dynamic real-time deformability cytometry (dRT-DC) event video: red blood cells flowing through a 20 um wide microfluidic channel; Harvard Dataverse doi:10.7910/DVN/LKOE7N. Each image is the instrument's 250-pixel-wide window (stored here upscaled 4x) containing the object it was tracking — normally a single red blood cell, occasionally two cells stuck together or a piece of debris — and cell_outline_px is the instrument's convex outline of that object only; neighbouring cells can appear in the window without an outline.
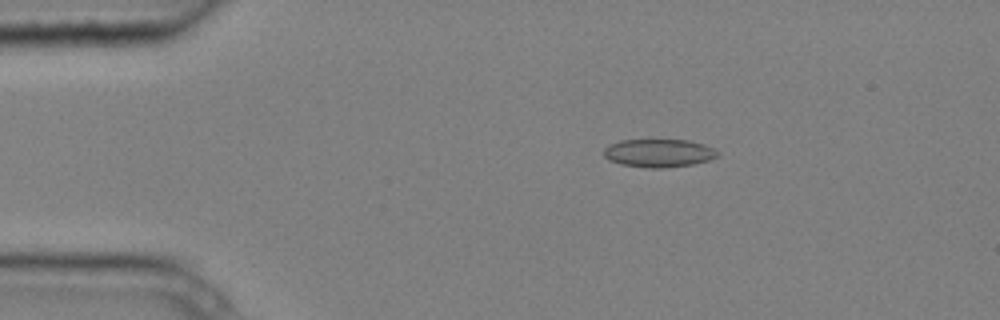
{"species": "common noctule bat (a hibernating species)", "species_latin": "Nyctalus noctula", "temperature_condition": "cold", "stored_images_in_passage": 2, "camera_frame_rate_fps": 3000, "um_per_image_px": 0.085, "animal": {"sex": "male", "body_mass_g": 20.4}, "frame": {"image": 1, "passage_image": 1, "time_ms": 0.0, "image_size_px": [1000, 320], "cell_outline_px": [[720, 156], [708, 160], [692, 164], [664, 168], [648, 168], [620, 164], [608, 160], [604, 156], [604, 148], [608, 144], [620, 140], [688, 140], [704, 144], [720, 152]], "centroid_in_image_um": [55.98, 13.01], "position_along_channel_um": 29.0, "area_um2": 18.79}}